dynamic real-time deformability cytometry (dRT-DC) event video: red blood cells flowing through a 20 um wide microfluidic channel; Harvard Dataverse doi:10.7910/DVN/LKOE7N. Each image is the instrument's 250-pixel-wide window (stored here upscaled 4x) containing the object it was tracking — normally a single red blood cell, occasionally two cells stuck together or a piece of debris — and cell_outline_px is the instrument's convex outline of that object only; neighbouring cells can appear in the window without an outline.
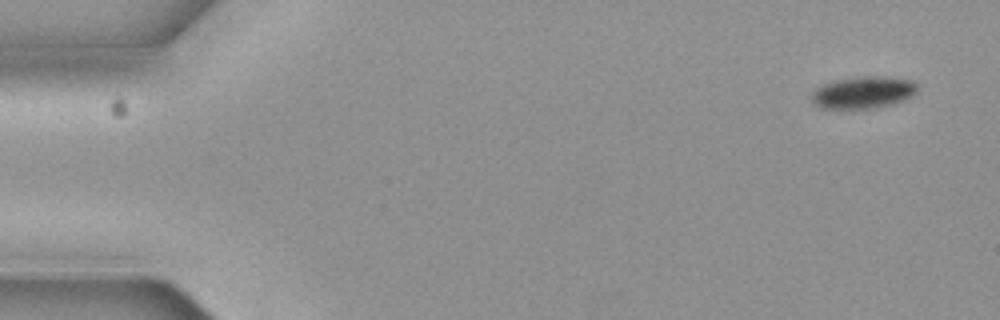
{"species": "common noctule bat (a hibernating species)", "species_latin": "Nyctalus noctula", "temperature_condition": "cold", "stored_images_in_passage": 5, "camera_frame_rate_fps": 3000, "um_per_image_px": 0.085, "animal": {"sex": "female", "body_mass_g": 19.3, "forearm_length_mm": 54.1}, "frame": {"image": 1, "passage_image": 1, "time_ms": 0.0, "image_size_px": [1000, 320], "cell_outline_px": [[920, 88], [912, 96], [904, 100], [892, 104], [876, 108], [820, 108], [812, 104], [812, 92], [816, 88], [832, 80], [864, 76], [884, 76], [912, 80]], "centroid_in_image_um": [73.38, 7.85], "position_along_channel_um": 11.6, "area_um2": 19.94}}
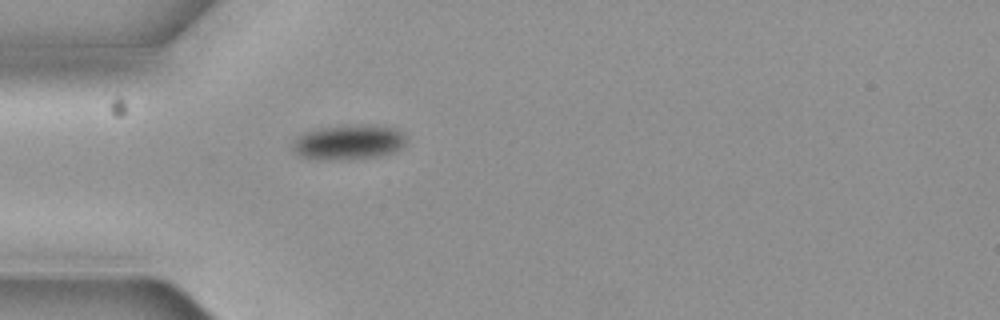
{"frame": {"image": 2, "passage_image": 5, "time_ms": 1.333, "image_size_px": [1000, 320], "cell_outline_px": [[404, 144], [400, 148], [392, 152], [376, 156], [328, 160], [316, 160], [300, 156], [292, 148], [292, 144], [296, 136], [304, 132], [316, 128], [344, 124], [372, 124], [396, 128], [404, 136]], "centroid_in_image_um": [29.56, 12.05], "position_along_channel_um": 55.4, "area_um2": 23.29}}